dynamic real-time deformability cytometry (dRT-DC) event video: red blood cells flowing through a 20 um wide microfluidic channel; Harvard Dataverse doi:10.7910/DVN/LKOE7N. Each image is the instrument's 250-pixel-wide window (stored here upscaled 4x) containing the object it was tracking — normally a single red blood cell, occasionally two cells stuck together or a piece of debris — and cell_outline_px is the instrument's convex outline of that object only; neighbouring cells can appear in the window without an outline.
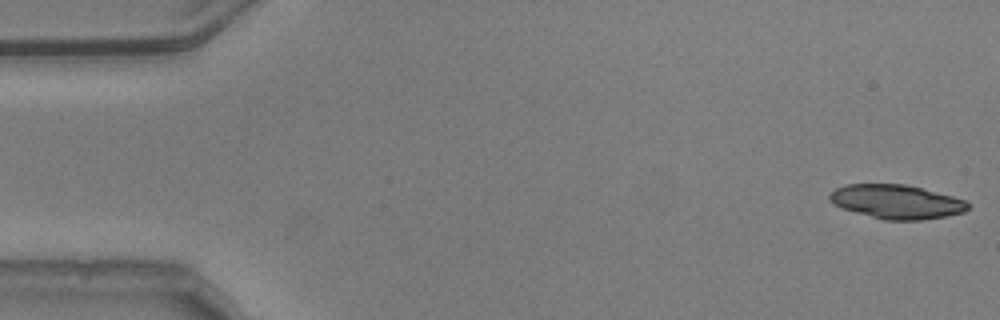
{"species": "common noctule bat (a hibernating species)", "species_latin": "Nyctalus noctula", "temperature_condition": "warm", "stored_images_in_passage": 52, "camera_frame_rate_fps": 3000, "um_per_image_px": 0.085, "animal": {"sex": "male", "body_mass_g": 20.5, "forearm_length_mm": 52.5}, "frame": {"image": 1, "passage_image": 1, "time_ms": 0.0, "image_size_px": [1000, 320], "cell_outline_px": [[968, 208], [964, 212], [948, 216], [920, 220], [884, 220], [856, 212], [832, 204], [828, 196], [836, 188], [844, 184], [904, 184], [952, 196], [964, 200], [968, 204]], "centroid_in_image_um": [76.19, 17.15], "position_along_channel_um": 8.8, "area_um2": 27.17}}
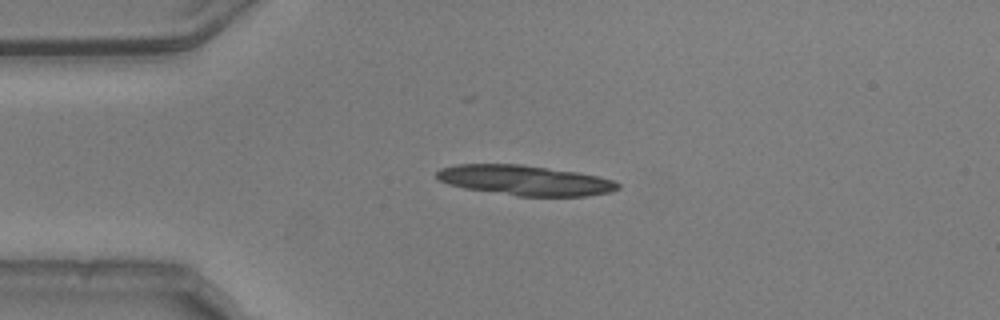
{"frame": {"image": 2, "passage_image": 12, "time_ms": 3.667, "image_size_px": [1000, 320], "cell_outline_px": [[620, 188], [612, 192], [588, 196], [516, 196], [464, 188], [448, 184], [440, 180], [436, 176], [436, 172], [440, 168], [456, 164], [520, 164], [576, 172], [596, 176], [612, 180], [620, 184]], "centroid_in_image_um": [44.61, 15.33], "position_along_channel_um": 40.4, "area_um2": 31.73}, "authors_computed_cell_mechanics": {"area_um2": 27.3394, "velocity_mm_per_s": 3.7652, "shape_relaxation_time_tau1_ms": 4.0266, "shape_relaxation_time_tau2_ms": 3.2566, "deformation_change_tau1": 0.1448, "deformation_change_tau2": 0.0835}}